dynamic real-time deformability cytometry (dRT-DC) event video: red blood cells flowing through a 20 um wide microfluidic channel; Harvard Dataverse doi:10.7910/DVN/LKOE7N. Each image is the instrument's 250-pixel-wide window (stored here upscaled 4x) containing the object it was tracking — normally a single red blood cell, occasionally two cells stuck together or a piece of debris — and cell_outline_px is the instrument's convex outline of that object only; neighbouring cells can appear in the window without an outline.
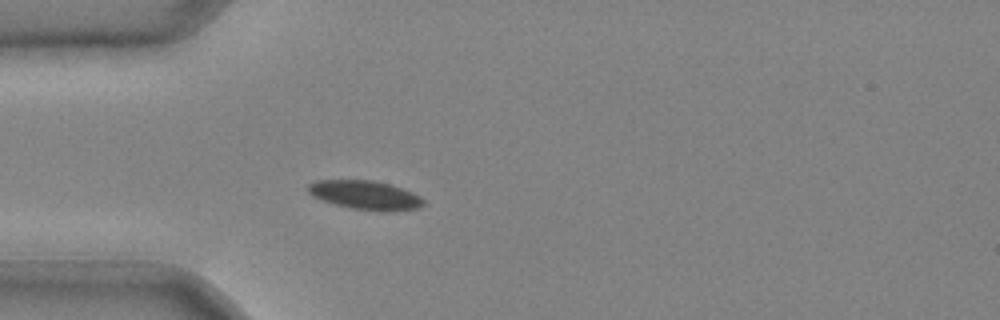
{"species": "common noctule bat (a hibernating species)", "species_latin": "Nyctalus noctula", "temperature_condition": "cold", "stored_images_in_passage": 33, "camera_frame_rate_fps": 3000, "um_per_image_px": 0.085, "animal": {"sex": "male", "body_mass_g": 20.4}, "frame": {"image": 1, "passage_image": 3, "time_ms": 0.667, "image_size_px": [1000, 320], "cell_outline_px": [[424, 204], [420, 208], [348, 208], [312, 196], [308, 192], [308, 184], [316, 180], [372, 180], [388, 184], [412, 192], [420, 196], [424, 200]], "centroid_in_image_um": [30.96, 16.52], "position_along_channel_um": 54.0, "area_um2": 18.38}}
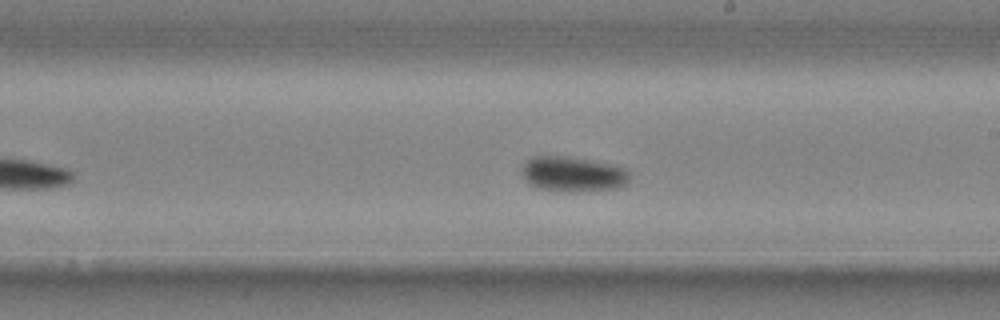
{"frame": {"image": 2, "passage_image": 16, "time_ms": 5.0, "image_size_px": [1000, 320], "cell_outline_px": [[628, 184], [616, 188], [576, 192], [556, 192], [540, 188], [532, 184], [524, 176], [524, 164], [532, 156], [560, 156], [588, 160], [628, 168]], "centroid_in_image_um": [48.74, 14.82], "position_along_channel_um": 240.3, "area_um2": 21.73}}
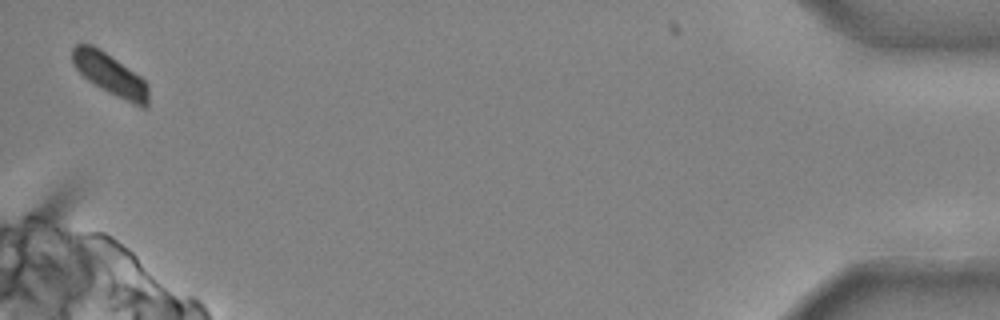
{"frame": {"image": 3, "passage_image": 33, "time_ms": 10.667, "image_size_px": [1000, 320], "cell_outline_px": [[148, 108], [140, 108], [108, 92], [88, 80], [76, 68], [72, 60], [72, 48], [76, 44], [92, 44], [100, 48], [140, 76], [148, 84]], "centroid_in_image_um": [9.39, 6.34], "position_along_channel_um": 425.8, "area_um2": 18.44}}